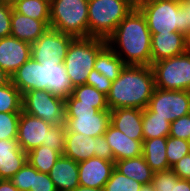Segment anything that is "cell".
Listing matches in <instances>:
<instances>
[{
  "instance_id": "6da1fadb",
  "label": "cell",
  "mask_w": 190,
  "mask_h": 191,
  "mask_svg": "<svg viewBox=\"0 0 190 191\" xmlns=\"http://www.w3.org/2000/svg\"><path fill=\"white\" fill-rule=\"evenodd\" d=\"M151 36L144 15L132 9L107 39V45L126 65L151 66Z\"/></svg>"
},
{
  "instance_id": "7a4b0ae2",
  "label": "cell",
  "mask_w": 190,
  "mask_h": 191,
  "mask_svg": "<svg viewBox=\"0 0 190 191\" xmlns=\"http://www.w3.org/2000/svg\"><path fill=\"white\" fill-rule=\"evenodd\" d=\"M155 89L154 74L151 66L125 65L119 77L112 82L107 94L109 110L148 107Z\"/></svg>"
},
{
  "instance_id": "3957f363",
  "label": "cell",
  "mask_w": 190,
  "mask_h": 191,
  "mask_svg": "<svg viewBox=\"0 0 190 191\" xmlns=\"http://www.w3.org/2000/svg\"><path fill=\"white\" fill-rule=\"evenodd\" d=\"M151 34L181 32L190 29V16L182 0H148L139 8Z\"/></svg>"
},
{
  "instance_id": "277c9868",
  "label": "cell",
  "mask_w": 190,
  "mask_h": 191,
  "mask_svg": "<svg viewBox=\"0 0 190 191\" xmlns=\"http://www.w3.org/2000/svg\"><path fill=\"white\" fill-rule=\"evenodd\" d=\"M106 45L107 40L92 37L75 38L71 42L63 63L73 87L86 84L98 53Z\"/></svg>"
},
{
  "instance_id": "5b68a950",
  "label": "cell",
  "mask_w": 190,
  "mask_h": 191,
  "mask_svg": "<svg viewBox=\"0 0 190 191\" xmlns=\"http://www.w3.org/2000/svg\"><path fill=\"white\" fill-rule=\"evenodd\" d=\"M64 125L66 132L99 137L110 125V110L99 111L92 105L78 104V100L71 94L65 99Z\"/></svg>"
},
{
  "instance_id": "8992f818",
  "label": "cell",
  "mask_w": 190,
  "mask_h": 191,
  "mask_svg": "<svg viewBox=\"0 0 190 191\" xmlns=\"http://www.w3.org/2000/svg\"><path fill=\"white\" fill-rule=\"evenodd\" d=\"M132 9L125 0H88V37L107 40Z\"/></svg>"
},
{
  "instance_id": "52a82bcc",
  "label": "cell",
  "mask_w": 190,
  "mask_h": 191,
  "mask_svg": "<svg viewBox=\"0 0 190 191\" xmlns=\"http://www.w3.org/2000/svg\"><path fill=\"white\" fill-rule=\"evenodd\" d=\"M50 28L75 38H87L88 0H50Z\"/></svg>"
},
{
  "instance_id": "ba28073f",
  "label": "cell",
  "mask_w": 190,
  "mask_h": 191,
  "mask_svg": "<svg viewBox=\"0 0 190 191\" xmlns=\"http://www.w3.org/2000/svg\"><path fill=\"white\" fill-rule=\"evenodd\" d=\"M155 87L190 91V50L151 64Z\"/></svg>"
},
{
  "instance_id": "9c48e42d",
  "label": "cell",
  "mask_w": 190,
  "mask_h": 191,
  "mask_svg": "<svg viewBox=\"0 0 190 191\" xmlns=\"http://www.w3.org/2000/svg\"><path fill=\"white\" fill-rule=\"evenodd\" d=\"M22 111L52 125L65 124V100L48 90L23 93Z\"/></svg>"
},
{
  "instance_id": "30bf717a",
  "label": "cell",
  "mask_w": 190,
  "mask_h": 191,
  "mask_svg": "<svg viewBox=\"0 0 190 191\" xmlns=\"http://www.w3.org/2000/svg\"><path fill=\"white\" fill-rule=\"evenodd\" d=\"M64 156L79 163L94 156L114 162L111 147L105 136L87 137L82 133L66 132Z\"/></svg>"
},
{
  "instance_id": "8fae6325",
  "label": "cell",
  "mask_w": 190,
  "mask_h": 191,
  "mask_svg": "<svg viewBox=\"0 0 190 191\" xmlns=\"http://www.w3.org/2000/svg\"><path fill=\"white\" fill-rule=\"evenodd\" d=\"M148 108L156 113V116L172 123L177 118L190 114V91L155 87Z\"/></svg>"
},
{
  "instance_id": "7c38bea8",
  "label": "cell",
  "mask_w": 190,
  "mask_h": 191,
  "mask_svg": "<svg viewBox=\"0 0 190 191\" xmlns=\"http://www.w3.org/2000/svg\"><path fill=\"white\" fill-rule=\"evenodd\" d=\"M75 37L48 29L31 44V57L38 63H63L67 50Z\"/></svg>"
},
{
  "instance_id": "4fadbf2b",
  "label": "cell",
  "mask_w": 190,
  "mask_h": 191,
  "mask_svg": "<svg viewBox=\"0 0 190 191\" xmlns=\"http://www.w3.org/2000/svg\"><path fill=\"white\" fill-rule=\"evenodd\" d=\"M53 125L41 118L34 117L23 111L20 113L17 130V141L20 148L28 153L41 145H48L49 129Z\"/></svg>"
},
{
  "instance_id": "5bb4252c",
  "label": "cell",
  "mask_w": 190,
  "mask_h": 191,
  "mask_svg": "<svg viewBox=\"0 0 190 191\" xmlns=\"http://www.w3.org/2000/svg\"><path fill=\"white\" fill-rule=\"evenodd\" d=\"M31 57V44L7 36L0 38V68L10 76Z\"/></svg>"
},
{
  "instance_id": "9a60e30c",
  "label": "cell",
  "mask_w": 190,
  "mask_h": 191,
  "mask_svg": "<svg viewBox=\"0 0 190 191\" xmlns=\"http://www.w3.org/2000/svg\"><path fill=\"white\" fill-rule=\"evenodd\" d=\"M114 169V162L92 157L78 163L79 185L83 187L104 188Z\"/></svg>"
},
{
  "instance_id": "2e32d148",
  "label": "cell",
  "mask_w": 190,
  "mask_h": 191,
  "mask_svg": "<svg viewBox=\"0 0 190 191\" xmlns=\"http://www.w3.org/2000/svg\"><path fill=\"white\" fill-rule=\"evenodd\" d=\"M151 64L185 53L186 36L181 32L151 34Z\"/></svg>"
},
{
  "instance_id": "e0dca14e",
  "label": "cell",
  "mask_w": 190,
  "mask_h": 191,
  "mask_svg": "<svg viewBox=\"0 0 190 191\" xmlns=\"http://www.w3.org/2000/svg\"><path fill=\"white\" fill-rule=\"evenodd\" d=\"M142 120V109L120 108L110 110V123L133 140L144 141Z\"/></svg>"
},
{
  "instance_id": "ac0fdd59",
  "label": "cell",
  "mask_w": 190,
  "mask_h": 191,
  "mask_svg": "<svg viewBox=\"0 0 190 191\" xmlns=\"http://www.w3.org/2000/svg\"><path fill=\"white\" fill-rule=\"evenodd\" d=\"M27 162L17 139L0 140V179L10 180Z\"/></svg>"
},
{
  "instance_id": "d6986e66",
  "label": "cell",
  "mask_w": 190,
  "mask_h": 191,
  "mask_svg": "<svg viewBox=\"0 0 190 191\" xmlns=\"http://www.w3.org/2000/svg\"><path fill=\"white\" fill-rule=\"evenodd\" d=\"M103 135L112 149L114 162L142 155L143 141L129 138L111 123Z\"/></svg>"
},
{
  "instance_id": "ffe728a7",
  "label": "cell",
  "mask_w": 190,
  "mask_h": 191,
  "mask_svg": "<svg viewBox=\"0 0 190 191\" xmlns=\"http://www.w3.org/2000/svg\"><path fill=\"white\" fill-rule=\"evenodd\" d=\"M11 82L21 94L30 90H44V66L30 57L13 73Z\"/></svg>"
},
{
  "instance_id": "44dd1931",
  "label": "cell",
  "mask_w": 190,
  "mask_h": 191,
  "mask_svg": "<svg viewBox=\"0 0 190 191\" xmlns=\"http://www.w3.org/2000/svg\"><path fill=\"white\" fill-rule=\"evenodd\" d=\"M48 29L50 21H39L12 10L11 36L30 44L37 41Z\"/></svg>"
},
{
  "instance_id": "7402d4cb",
  "label": "cell",
  "mask_w": 190,
  "mask_h": 191,
  "mask_svg": "<svg viewBox=\"0 0 190 191\" xmlns=\"http://www.w3.org/2000/svg\"><path fill=\"white\" fill-rule=\"evenodd\" d=\"M49 176L57 191H73L79 186L78 163L61 155L51 168Z\"/></svg>"
},
{
  "instance_id": "603a6c76",
  "label": "cell",
  "mask_w": 190,
  "mask_h": 191,
  "mask_svg": "<svg viewBox=\"0 0 190 191\" xmlns=\"http://www.w3.org/2000/svg\"><path fill=\"white\" fill-rule=\"evenodd\" d=\"M44 66V90L64 100L72 94L73 86L70 83L64 63H41Z\"/></svg>"
},
{
  "instance_id": "cb8c5ba5",
  "label": "cell",
  "mask_w": 190,
  "mask_h": 191,
  "mask_svg": "<svg viewBox=\"0 0 190 191\" xmlns=\"http://www.w3.org/2000/svg\"><path fill=\"white\" fill-rule=\"evenodd\" d=\"M167 137H157L143 141L142 156L155 172L171 169L166 156Z\"/></svg>"
},
{
  "instance_id": "d4e9b609",
  "label": "cell",
  "mask_w": 190,
  "mask_h": 191,
  "mask_svg": "<svg viewBox=\"0 0 190 191\" xmlns=\"http://www.w3.org/2000/svg\"><path fill=\"white\" fill-rule=\"evenodd\" d=\"M114 168L128 178H132L141 184H150L152 182L154 172L142 155L116 161L114 162Z\"/></svg>"
},
{
  "instance_id": "484cf974",
  "label": "cell",
  "mask_w": 190,
  "mask_h": 191,
  "mask_svg": "<svg viewBox=\"0 0 190 191\" xmlns=\"http://www.w3.org/2000/svg\"><path fill=\"white\" fill-rule=\"evenodd\" d=\"M123 60L106 45L97 55L94 69L103 74L111 82L115 81L125 67Z\"/></svg>"
},
{
  "instance_id": "4316f807",
  "label": "cell",
  "mask_w": 190,
  "mask_h": 191,
  "mask_svg": "<svg viewBox=\"0 0 190 191\" xmlns=\"http://www.w3.org/2000/svg\"><path fill=\"white\" fill-rule=\"evenodd\" d=\"M171 122L156 116L148 107L143 110L142 130L144 140L157 137H168Z\"/></svg>"
},
{
  "instance_id": "83f0119b",
  "label": "cell",
  "mask_w": 190,
  "mask_h": 191,
  "mask_svg": "<svg viewBox=\"0 0 190 191\" xmlns=\"http://www.w3.org/2000/svg\"><path fill=\"white\" fill-rule=\"evenodd\" d=\"M61 155L51 147L41 145L27 153V162L39 172L49 174Z\"/></svg>"
},
{
  "instance_id": "f1b7e54d",
  "label": "cell",
  "mask_w": 190,
  "mask_h": 191,
  "mask_svg": "<svg viewBox=\"0 0 190 191\" xmlns=\"http://www.w3.org/2000/svg\"><path fill=\"white\" fill-rule=\"evenodd\" d=\"M13 9L29 18L39 21H50V0H21Z\"/></svg>"
},
{
  "instance_id": "f546056e",
  "label": "cell",
  "mask_w": 190,
  "mask_h": 191,
  "mask_svg": "<svg viewBox=\"0 0 190 191\" xmlns=\"http://www.w3.org/2000/svg\"><path fill=\"white\" fill-rule=\"evenodd\" d=\"M72 95L78 100V104L92 105L99 111L109 110L107 96L90 85H78L73 87Z\"/></svg>"
},
{
  "instance_id": "4dcf8cb0",
  "label": "cell",
  "mask_w": 190,
  "mask_h": 191,
  "mask_svg": "<svg viewBox=\"0 0 190 191\" xmlns=\"http://www.w3.org/2000/svg\"><path fill=\"white\" fill-rule=\"evenodd\" d=\"M22 94L10 81L7 85L0 87V112L21 113Z\"/></svg>"
},
{
  "instance_id": "1f68e13d",
  "label": "cell",
  "mask_w": 190,
  "mask_h": 191,
  "mask_svg": "<svg viewBox=\"0 0 190 191\" xmlns=\"http://www.w3.org/2000/svg\"><path fill=\"white\" fill-rule=\"evenodd\" d=\"M142 185L114 168L103 189L104 191H139Z\"/></svg>"
},
{
  "instance_id": "d6a6232c",
  "label": "cell",
  "mask_w": 190,
  "mask_h": 191,
  "mask_svg": "<svg viewBox=\"0 0 190 191\" xmlns=\"http://www.w3.org/2000/svg\"><path fill=\"white\" fill-rule=\"evenodd\" d=\"M190 153V144L187 140L176 137H167L166 156L169 166L172 167L182 157Z\"/></svg>"
},
{
  "instance_id": "836d02e7",
  "label": "cell",
  "mask_w": 190,
  "mask_h": 191,
  "mask_svg": "<svg viewBox=\"0 0 190 191\" xmlns=\"http://www.w3.org/2000/svg\"><path fill=\"white\" fill-rule=\"evenodd\" d=\"M20 113L0 112V140L17 139Z\"/></svg>"
},
{
  "instance_id": "e575fe53",
  "label": "cell",
  "mask_w": 190,
  "mask_h": 191,
  "mask_svg": "<svg viewBox=\"0 0 190 191\" xmlns=\"http://www.w3.org/2000/svg\"><path fill=\"white\" fill-rule=\"evenodd\" d=\"M180 178L171 170L155 172L151 184L155 191H173L174 184Z\"/></svg>"
},
{
  "instance_id": "d590c367",
  "label": "cell",
  "mask_w": 190,
  "mask_h": 191,
  "mask_svg": "<svg viewBox=\"0 0 190 191\" xmlns=\"http://www.w3.org/2000/svg\"><path fill=\"white\" fill-rule=\"evenodd\" d=\"M10 180L19 191H30L33 181V166L26 162Z\"/></svg>"
},
{
  "instance_id": "8d00e7d4",
  "label": "cell",
  "mask_w": 190,
  "mask_h": 191,
  "mask_svg": "<svg viewBox=\"0 0 190 191\" xmlns=\"http://www.w3.org/2000/svg\"><path fill=\"white\" fill-rule=\"evenodd\" d=\"M66 129L64 124L53 125L49 129L48 145L52 149L60 152L62 155L65 151Z\"/></svg>"
},
{
  "instance_id": "74e56055",
  "label": "cell",
  "mask_w": 190,
  "mask_h": 191,
  "mask_svg": "<svg viewBox=\"0 0 190 191\" xmlns=\"http://www.w3.org/2000/svg\"><path fill=\"white\" fill-rule=\"evenodd\" d=\"M190 134V114L177 118L170 125L169 136L188 140Z\"/></svg>"
},
{
  "instance_id": "f35d334b",
  "label": "cell",
  "mask_w": 190,
  "mask_h": 191,
  "mask_svg": "<svg viewBox=\"0 0 190 191\" xmlns=\"http://www.w3.org/2000/svg\"><path fill=\"white\" fill-rule=\"evenodd\" d=\"M13 6L0 0V38L11 35V15Z\"/></svg>"
},
{
  "instance_id": "ab89813d",
  "label": "cell",
  "mask_w": 190,
  "mask_h": 191,
  "mask_svg": "<svg viewBox=\"0 0 190 191\" xmlns=\"http://www.w3.org/2000/svg\"><path fill=\"white\" fill-rule=\"evenodd\" d=\"M30 191H57L49 174L41 173L33 167V181Z\"/></svg>"
},
{
  "instance_id": "60d3db41",
  "label": "cell",
  "mask_w": 190,
  "mask_h": 191,
  "mask_svg": "<svg viewBox=\"0 0 190 191\" xmlns=\"http://www.w3.org/2000/svg\"><path fill=\"white\" fill-rule=\"evenodd\" d=\"M111 84L112 82L107 77H105L103 74H100L95 69L91 70L86 81V85L95 87L99 92H102L106 96L111 89Z\"/></svg>"
},
{
  "instance_id": "b9f144b4",
  "label": "cell",
  "mask_w": 190,
  "mask_h": 191,
  "mask_svg": "<svg viewBox=\"0 0 190 191\" xmlns=\"http://www.w3.org/2000/svg\"><path fill=\"white\" fill-rule=\"evenodd\" d=\"M171 170L180 178L190 181V153L175 163Z\"/></svg>"
},
{
  "instance_id": "7bdbcfd3",
  "label": "cell",
  "mask_w": 190,
  "mask_h": 191,
  "mask_svg": "<svg viewBox=\"0 0 190 191\" xmlns=\"http://www.w3.org/2000/svg\"><path fill=\"white\" fill-rule=\"evenodd\" d=\"M173 191H190V181L186 179H179L174 184Z\"/></svg>"
},
{
  "instance_id": "ee69618b",
  "label": "cell",
  "mask_w": 190,
  "mask_h": 191,
  "mask_svg": "<svg viewBox=\"0 0 190 191\" xmlns=\"http://www.w3.org/2000/svg\"><path fill=\"white\" fill-rule=\"evenodd\" d=\"M0 191H19L8 179H0Z\"/></svg>"
},
{
  "instance_id": "f6af8a7d",
  "label": "cell",
  "mask_w": 190,
  "mask_h": 191,
  "mask_svg": "<svg viewBox=\"0 0 190 191\" xmlns=\"http://www.w3.org/2000/svg\"><path fill=\"white\" fill-rule=\"evenodd\" d=\"M11 81V76L0 68V87L7 85Z\"/></svg>"
},
{
  "instance_id": "bcb514c9",
  "label": "cell",
  "mask_w": 190,
  "mask_h": 191,
  "mask_svg": "<svg viewBox=\"0 0 190 191\" xmlns=\"http://www.w3.org/2000/svg\"><path fill=\"white\" fill-rule=\"evenodd\" d=\"M133 9H139L145 5L148 0H125Z\"/></svg>"
},
{
  "instance_id": "7dc6e473",
  "label": "cell",
  "mask_w": 190,
  "mask_h": 191,
  "mask_svg": "<svg viewBox=\"0 0 190 191\" xmlns=\"http://www.w3.org/2000/svg\"><path fill=\"white\" fill-rule=\"evenodd\" d=\"M73 191H104L103 188H93V187H83V186H78L75 190Z\"/></svg>"
},
{
  "instance_id": "c3c4849f",
  "label": "cell",
  "mask_w": 190,
  "mask_h": 191,
  "mask_svg": "<svg viewBox=\"0 0 190 191\" xmlns=\"http://www.w3.org/2000/svg\"><path fill=\"white\" fill-rule=\"evenodd\" d=\"M139 191H155V190H154L153 185L150 183V184H143L140 187Z\"/></svg>"
},
{
  "instance_id": "681fc988",
  "label": "cell",
  "mask_w": 190,
  "mask_h": 191,
  "mask_svg": "<svg viewBox=\"0 0 190 191\" xmlns=\"http://www.w3.org/2000/svg\"><path fill=\"white\" fill-rule=\"evenodd\" d=\"M185 36H186L187 49L190 50V29H189L188 33Z\"/></svg>"
},
{
  "instance_id": "f907efd6",
  "label": "cell",
  "mask_w": 190,
  "mask_h": 191,
  "mask_svg": "<svg viewBox=\"0 0 190 191\" xmlns=\"http://www.w3.org/2000/svg\"><path fill=\"white\" fill-rule=\"evenodd\" d=\"M182 4L188 9L190 16V0H182Z\"/></svg>"
},
{
  "instance_id": "816d5d0a",
  "label": "cell",
  "mask_w": 190,
  "mask_h": 191,
  "mask_svg": "<svg viewBox=\"0 0 190 191\" xmlns=\"http://www.w3.org/2000/svg\"><path fill=\"white\" fill-rule=\"evenodd\" d=\"M6 3L10 4L11 6H13L15 3H17L18 1L21 0H4Z\"/></svg>"
},
{
  "instance_id": "f5cc1de1",
  "label": "cell",
  "mask_w": 190,
  "mask_h": 191,
  "mask_svg": "<svg viewBox=\"0 0 190 191\" xmlns=\"http://www.w3.org/2000/svg\"><path fill=\"white\" fill-rule=\"evenodd\" d=\"M188 142H189V144H190V134H189V137H188V140H187Z\"/></svg>"
}]
</instances>
